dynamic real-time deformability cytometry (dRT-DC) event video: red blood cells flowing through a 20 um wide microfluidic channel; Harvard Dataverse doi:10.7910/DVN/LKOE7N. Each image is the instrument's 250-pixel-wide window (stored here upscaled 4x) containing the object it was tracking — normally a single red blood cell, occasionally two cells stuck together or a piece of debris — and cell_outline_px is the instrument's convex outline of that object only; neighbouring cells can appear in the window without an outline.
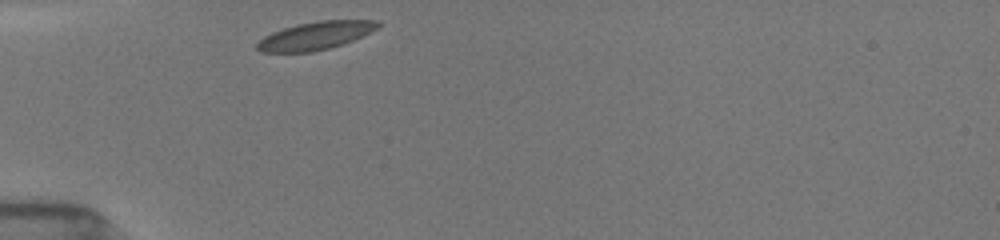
{"species": "common noctule bat (a hibernating species)", "species_latin": "Nyctalus noctula", "temperature_condition": "room temperature", "stored_images_in_passage": 29, "camera_frame_rate_fps": 3000, "um_per_image_px": 0.085, "animal": {"sex": "female", "body_mass_g": 19.5, "forearm_length_mm": 54.1}, "frame": {"image": 1, "passage_image": 1, "time_ms": 0.0, "image_size_px": [1000, 240], "cell_outline_px": [[380, 24], [376, 28], [352, 40], [328, 48], [312, 52], [260, 52], [256, 48], [256, 44], [264, 36], [272, 32], [296, 24], [320, 20], [380, 20]], "centroid_in_image_um": [26.76, 3.02], "position_along_channel_um": 58.2, "area_um2": 19.42}}
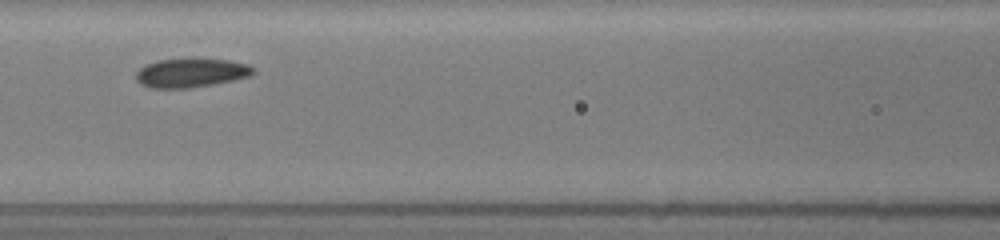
{"frame": {"image": 2, "passage_image": 9, "time_ms": 2.667, "image_size_px": [1000, 240], "cell_outline_px": [[256, 72], [252, 76], [192, 88], [148, 88], [140, 84], [136, 80], [136, 72], [140, 68], [148, 64], [160, 60], [228, 60], [248, 64], [256, 68]], "centroid_in_image_um": [16.26, 6.22], "position_along_channel_um": 150.3, "area_um2": 19.54}}
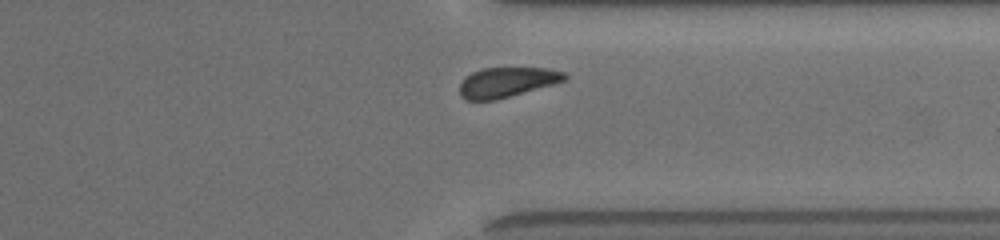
{"frame": {"image": 3, "passage_image": 26, "time_ms": 8.333, "image_size_px": [1000, 240], "cell_outline_px": [[568, 76], [564, 80], [552, 84], [496, 100], [464, 100], [460, 96], [460, 84], [464, 76], [472, 72], [484, 68], [548, 68], [564, 72]], "centroid_in_image_um": [43.04, 6.98], "position_along_channel_um": 368.4, "area_um2": 18.21}, "authors_computed_cell_mechanics": {"area_um2": 19.941, "velocity_mm_per_s": 3.84, "shape_relaxation_time_tau1_ms": 4.3816, "shape_relaxation_time_tau2_ms": null, "deformation_change_tau1": 0.0685, "deformation_change_tau2": null}}